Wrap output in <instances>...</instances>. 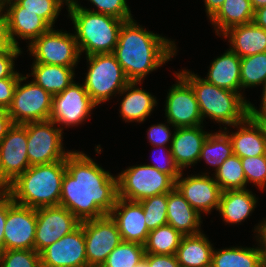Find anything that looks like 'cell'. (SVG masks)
Masks as SVG:
<instances>
[{"mask_svg":"<svg viewBox=\"0 0 266 267\" xmlns=\"http://www.w3.org/2000/svg\"><path fill=\"white\" fill-rule=\"evenodd\" d=\"M176 83L167 92L165 117L174 128L203 125L199 105L192 87L176 72Z\"/></svg>","mask_w":266,"mask_h":267,"instance_id":"obj_13","label":"cell"},{"mask_svg":"<svg viewBox=\"0 0 266 267\" xmlns=\"http://www.w3.org/2000/svg\"><path fill=\"white\" fill-rule=\"evenodd\" d=\"M250 1L252 3L254 11L257 10L258 8L266 6V0H250Z\"/></svg>","mask_w":266,"mask_h":267,"instance_id":"obj_56","label":"cell"},{"mask_svg":"<svg viewBox=\"0 0 266 267\" xmlns=\"http://www.w3.org/2000/svg\"><path fill=\"white\" fill-rule=\"evenodd\" d=\"M35 232L36 209L14 203L9 195L3 250H34Z\"/></svg>","mask_w":266,"mask_h":267,"instance_id":"obj_15","label":"cell"},{"mask_svg":"<svg viewBox=\"0 0 266 267\" xmlns=\"http://www.w3.org/2000/svg\"><path fill=\"white\" fill-rule=\"evenodd\" d=\"M145 255L144 246L122 241L106 258L101 267H135Z\"/></svg>","mask_w":266,"mask_h":267,"instance_id":"obj_36","label":"cell"},{"mask_svg":"<svg viewBox=\"0 0 266 267\" xmlns=\"http://www.w3.org/2000/svg\"><path fill=\"white\" fill-rule=\"evenodd\" d=\"M14 125L6 109H0V142Z\"/></svg>","mask_w":266,"mask_h":267,"instance_id":"obj_50","label":"cell"},{"mask_svg":"<svg viewBox=\"0 0 266 267\" xmlns=\"http://www.w3.org/2000/svg\"><path fill=\"white\" fill-rule=\"evenodd\" d=\"M183 236L169 224L150 230L144 244L145 254H176Z\"/></svg>","mask_w":266,"mask_h":267,"instance_id":"obj_33","label":"cell"},{"mask_svg":"<svg viewBox=\"0 0 266 267\" xmlns=\"http://www.w3.org/2000/svg\"><path fill=\"white\" fill-rule=\"evenodd\" d=\"M80 224L74 214L60 205L37 208L34 250L40 253L44 248L73 232Z\"/></svg>","mask_w":266,"mask_h":267,"instance_id":"obj_14","label":"cell"},{"mask_svg":"<svg viewBox=\"0 0 266 267\" xmlns=\"http://www.w3.org/2000/svg\"><path fill=\"white\" fill-rule=\"evenodd\" d=\"M233 154L232 142L229 135L222 130L210 133L203 143L199 160H205L206 164H210L216 170L224 163V161Z\"/></svg>","mask_w":266,"mask_h":267,"instance_id":"obj_32","label":"cell"},{"mask_svg":"<svg viewBox=\"0 0 266 267\" xmlns=\"http://www.w3.org/2000/svg\"><path fill=\"white\" fill-rule=\"evenodd\" d=\"M165 152H167L165 154ZM163 154L165 155V157L163 156L162 160H164L163 162H161L159 159L158 161H160L162 164L155 162L153 164H147V165H150V166H153L154 168H156L158 171L160 172H163V173H166L168 175H170L175 181L176 179L181 175L182 171L179 169V167L176 165V162L173 158V155L171 153V149H166ZM161 153H162V150H161ZM155 159V158H154Z\"/></svg>","mask_w":266,"mask_h":267,"instance_id":"obj_45","label":"cell"},{"mask_svg":"<svg viewBox=\"0 0 266 267\" xmlns=\"http://www.w3.org/2000/svg\"><path fill=\"white\" fill-rule=\"evenodd\" d=\"M41 267H88L83 226L40 252Z\"/></svg>","mask_w":266,"mask_h":267,"instance_id":"obj_17","label":"cell"},{"mask_svg":"<svg viewBox=\"0 0 266 267\" xmlns=\"http://www.w3.org/2000/svg\"><path fill=\"white\" fill-rule=\"evenodd\" d=\"M1 13L7 24L11 44L16 47H19L18 38L28 40L30 44L51 28L38 14L23 11V7L15 0H4L1 3Z\"/></svg>","mask_w":266,"mask_h":267,"instance_id":"obj_19","label":"cell"},{"mask_svg":"<svg viewBox=\"0 0 266 267\" xmlns=\"http://www.w3.org/2000/svg\"><path fill=\"white\" fill-rule=\"evenodd\" d=\"M253 22L258 26L266 30V6L258 8L254 11Z\"/></svg>","mask_w":266,"mask_h":267,"instance_id":"obj_53","label":"cell"},{"mask_svg":"<svg viewBox=\"0 0 266 267\" xmlns=\"http://www.w3.org/2000/svg\"><path fill=\"white\" fill-rule=\"evenodd\" d=\"M66 9L81 55L84 52L86 56L113 53L124 20L85 10L72 0H69Z\"/></svg>","mask_w":266,"mask_h":267,"instance_id":"obj_5","label":"cell"},{"mask_svg":"<svg viewBox=\"0 0 266 267\" xmlns=\"http://www.w3.org/2000/svg\"><path fill=\"white\" fill-rule=\"evenodd\" d=\"M209 20L218 12L225 0H203Z\"/></svg>","mask_w":266,"mask_h":267,"instance_id":"obj_52","label":"cell"},{"mask_svg":"<svg viewBox=\"0 0 266 267\" xmlns=\"http://www.w3.org/2000/svg\"><path fill=\"white\" fill-rule=\"evenodd\" d=\"M13 45L9 39L7 24L2 13H0V54L7 52Z\"/></svg>","mask_w":266,"mask_h":267,"instance_id":"obj_48","label":"cell"},{"mask_svg":"<svg viewBox=\"0 0 266 267\" xmlns=\"http://www.w3.org/2000/svg\"><path fill=\"white\" fill-rule=\"evenodd\" d=\"M211 267H265L259 248L230 247L213 249Z\"/></svg>","mask_w":266,"mask_h":267,"instance_id":"obj_31","label":"cell"},{"mask_svg":"<svg viewBox=\"0 0 266 267\" xmlns=\"http://www.w3.org/2000/svg\"><path fill=\"white\" fill-rule=\"evenodd\" d=\"M143 260L148 267H180L175 254H145Z\"/></svg>","mask_w":266,"mask_h":267,"instance_id":"obj_46","label":"cell"},{"mask_svg":"<svg viewBox=\"0 0 266 267\" xmlns=\"http://www.w3.org/2000/svg\"><path fill=\"white\" fill-rule=\"evenodd\" d=\"M213 243L204 233L183 236L176 257L180 267H211Z\"/></svg>","mask_w":266,"mask_h":267,"instance_id":"obj_28","label":"cell"},{"mask_svg":"<svg viewBox=\"0 0 266 267\" xmlns=\"http://www.w3.org/2000/svg\"><path fill=\"white\" fill-rule=\"evenodd\" d=\"M259 125L263 132L266 148V117H252Z\"/></svg>","mask_w":266,"mask_h":267,"instance_id":"obj_55","label":"cell"},{"mask_svg":"<svg viewBox=\"0 0 266 267\" xmlns=\"http://www.w3.org/2000/svg\"><path fill=\"white\" fill-rule=\"evenodd\" d=\"M23 11H31L40 16L51 28L54 27L61 8L69 3V0H15ZM63 6V7H62Z\"/></svg>","mask_w":266,"mask_h":267,"instance_id":"obj_38","label":"cell"},{"mask_svg":"<svg viewBox=\"0 0 266 267\" xmlns=\"http://www.w3.org/2000/svg\"><path fill=\"white\" fill-rule=\"evenodd\" d=\"M27 130V155L30 166L64 160L72 152L65 151L60 127L50 121L23 124Z\"/></svg>","mask_w":266,"mask_h":267,"instance_id":"obj_9","label":"cell"},{"mask_svg":"<svg viewBox=\"0 0 266 267\" xmlns=\"http://www.w3.org/2000/svg\"><path fill=\"white\" fill-rule=\"evenodd\" d=\"M20 75L18 71L12 77L0 79V109L7 110L10 106Z\"/></svg>","mask_w":266,"mask_h":267,"instance_id":"obj_44","label":"cell"},{"mask_svg":"<svg viewBox=\"0 0 266 267\" xmlns=\"http://www.w3.org/2000/svg\"><path fill=\"white\" fill-rule=\"evenodd\" d=\"M254 233L256 234V241L259 242L258 248L262 256V260L266 261V218L254 227Z\"/></svg>","mask_w":266,"mask_h":267,"instance_id":"obj_47","label":"cell"},{"mask_svg":"<svg viewBox=\"0 0 266 267\" xmlns=\"http://www.w3.org/2000/svg\"><path fill=\"white\" fill-rule=\"evenodd\" d=\"M65 172L66 158L57 162L30 166L9 184V193L13 202L34 209L58 206Z\"/></svg>","mask_w":266,"mask_h":267,"instance_id":"obj_3","label":"cell"},{"mask_svg":"<svg viewBox=\"0 0 266 267\" xmlns=\"http://www.w3.org/2000/svg\"><path fill=\"white\" fill-rule=\"evenodd\" d=\"M247 183H253L259 189L266 188V155L240 158Z\"/></svg>","mask_w":266,"mask_h":267,"instance_id":"obj_41","label":"cell"},{"mask_svg":"<svg viewBox=\"0 0 266 267\" xmlns=\"http://www.w3.org/2000/svg\"><path fill=\"white\" fill-rule=\"evenodd\" d=\"M174 42L147 31L132 19L123 23L113 54L129 81L142 82L152 71L176 56Z\"/></svg>","mask_w":266,"mask_h":267,"instance_id":"obj_2","label":"cell"},{"mask_svg":"<svg viewBox=\"0 0 266 267\" xmlns=\"http://www.w3.org/2000/svg\"><path fill=\"white\" fill-rule=\"evenodd\" d=\"M10 195L9 184L0 180V204Z\"/></svg>","mask_w":266,"mask_h":267,"instance_id":"obj_54","label":"cell"},{"mask_svg":"<svg viewBox=\"0 0 266 267\" xmlns=\"http://www.w3.org/2000/svg\"><path fill=\"white\" fill-rule=\"evenodd\" d=\"M201 217L176 187L167 193V224L182 235L201 233Z\"/></svg>","mask_w":266,"mask_h":267,"instance_id":"obj_23","label":"cell"},{"mask_svg":"<svg viewBox=\"0 0 266 267\" xmlns=\"http://www.w3.org/2000/svg\"><path fill=\"white\" fill-rule=\"evenodd\" d=\"M145 215V223L149 230L167 224V193L154 195L139 202Z\"/></svg>","mask_w":266,"mask_h":267,"instance_id":"obj_37","label":"cell"},{"mask_svg":"<svg viewBox=\"0 0 266 267\" xmlns=\"http://www.w3.org/2000/svg\"><path fill=\"white\" fill-rule=\"evenodd\" d=\"M109 215L116 222L122 241L144 246L150 230L145 223L144 210L139 202L117 197Z\"/></svg>","mask_w":266,"mask_h":267,"instance_id":"obj_20","label":"cell"},{"mask_svg":"<svg viewBox=\"0 0 266 267\" xmlns=\"http://www.w3.org/2000/svg\"><path fill=\"white\" fill-rule=\"evenodd\" d=\"M241 90L266 83V52L241 58Z\"/></svg>","mask_w":266,"mask_h":267,"instance_id":"obj_35","label":"cell"},{"mask_svg":"<svg viewBox=\"0 0 266 267\" xmlns=\"http://www.w3.org/2000/svg\"><path fill=\"white\" fill-rule=\"evenodd\" d=\"M0 267H41L40 253L26 249L3 250Z\"/></svg>","mask_w":266,"mask_h":267,"instance_id":"obj_39","label":"cell"},{"mask_svg":"<svg viewBox=\"0 0 266 267\" xmlns=\"http://www.w3.org/2000/svg\"><path fill=\"white\" fill-rule=\"evenodd\" d=\"M176 181L153 166L142 164L128 166L117 175L118 197L140 202L154 195L172 191Z\"/></svg>","mask_w":266,"mask_h":267,"instance_id":"obj_7","label":"cell"},{"mask_svg":"<svg viewBox=\"0 0 266 267\" xmlns=\"http://www.w3.org/2000/svg\"><path fill=\"white\" fill-rule=\"evenodd\" d=\"M262 89L263 92L261 94L260 108L257 109L254 104L251 102L249 103V115L251 117H266V83L263 85Z\"/></svg>","mask_w":266,"mask_h":267,"instance_id":"obj_49","label":"cell"},{"mask_svg":"<svg viewBox=\"0 0 266 267\" xmlns=\"http://www.w3.org/2000/svg\"><path fill=\"white\" fill-rule=\"evenodd\" d=\"M169 124V125H168ZM167 125L165 123H158L151 125L149 130L147 131V139L153 147H157L158 149H168L171 146V142L173 140L172 131L170 129V123ZM169 147L166 145L169 144Z\"/></svg>","mask_w":266,"mask_h":267,"instance_id":"obj_42","label":"cell"},{"mask_svg":"<svg viewBox=\"0 0 266 267\" xmlns=\"http://www.w3.org/2000/svg\"><path fill=\"white\" fill-rule=\"evenodd\" d=\"M183 171L176 179V188L188 201V203L201 215L209 214L219 207L222 190L216 180L209 176L208 172L195 174L183 178Z\"/></svg>","mask_w":266,"mask_h":267,"instance_id":"obj_18","label":"cell"},{"mask_svg":"<svg viewBox=\"0 0 266 267\" xmlns=\"http://www.w3.org/2000/svg\"><path fill=\"white\" fill-rule=\"evenodd\" d=\"M135 267H148V264L142 260L138 265H136Z\"/></svg>","mask_w":266,"mask_h":267,"instance_id":"obj_57","label":"cell"},{"mask_svg":"<svg viewBox=\"0 0 266 267\" xmlns=\"http://www.w3.org/2000/svg\"><path fill=\"white\" fill-rule=\"evenodd\" d=\"M27 79V75H20L12 102L7 108L14 124L47 121L50 117L53 96L33 80L30 83H21Z\"/></svg>","mask_w":266,"mask_h":267,"instance_id":"obj_8","label":"cell"},{"mask_svg":"<svg viewBox=\"0 0 266 267\" xmlns=\"http://www.w3.org/2000/svg\"><path fill=\"white\" fill-rule=\"evenodd\" d=\"M29 54L36 63L76 67L80 62V51L73 33L50 28L28 44Z\"/></svg>","mask_w":266,"mask_h":267,"instance_id":"obj_10","label":"cell"},{"mask_svg":"<svg viewBox=\"0 0 266 267\" xmlns=\"http://www.w3.org/2000/svg\"><path fill=\"white\" fill-rule=\"evenodd\" d=\"M88 267H101L122 242L116 222L110 215L82 221Z\"/></svg>","mask_w":266,"mask_h":267,"instance_id":"obj_12","label":"cell"},{"mask_svg":"<svg viewBox=\"0 0 266 267\" xmlns=\"http://www.w3.org/2000/svg\"><path fill=\"white\" fill-rule=\"evenodd\" d=\"M85 57L89 68L83 86L97 106L118 96L130 82L113 53Z\"/></svg>","mask_w":266,"mask_h":267,"instance_id":"obj_6","label":"cell"},{"mask_svg":"<svg viewBox=\"0 0 266 267\" xmlns=\"http://www.w3.org/2000/svg\"><path fill=\"white\" fill-rule=\"evenodd\" d=\"M72 1L77 6L94 13L110 15L124 21L133 19L131 10L127 4V0H88L96 7V10L83 7L81 4H79L78 0Z\"/></svg>","mask_w":266,"mask_h":267,"instance_id":"obj_40","label":"cell"},{"mask_svg":"<svg viewBox=\"0 0 266 267\" xmlns=\"http://www.w3.org/2000/svg\"><path fill=\"white\" fill-rule=\"evenodd\" d=\"M240 64L241 58L228 49L212 61L203 79L219 88L238 92L245 99L241 91Z\"/></svg>","mask_w":266,"mask_h":267,"instance_id":"obj_26","label":"cell"},{"mask_svg":"<svg viewBox=\"0 0 266 267\" xmlns=\"http://www.w3.org/2000/svg\"><path fill=\"white\" fill-rule=\"evenodd\" d=\"M33 81L52 96L64 91L75 79V67L33 62L31 66Z\"/></svg>","mask_w":266,"mask_h":267,"instance_id":"obj_29","label":"cell"},{"mask_svg":"<svg viewBox=\"0 0 266 267\" xmlns=\"http://www.w3.org/2000/svg\"><path fill=\"white\" fill-rule=\"evenodd\" d=\"M203 125L196 127L174 128L171 153L181 171L197 164L203 143L210 132L204 131Z\"/></svg>","mask_w":266,"mask_h":267,"instance_id":"obj_21","label":"cell"},{"mask_svg":"<svg viewBox=\"0 0 266 267\" xmlns=\"http://www.w3.org/2000/svg\"><path fill=\"white\" fill-rule=\"evenodd\" d=\"M7 218V198L0 204V252L3 251L4 228Z\"/></svg>","mask_w":266,"mask_h":267,"instance_id":"obj_51","label":"cell"},{"mask_svg":"<svg viewBox=\"0 0 266 267\" xmlns=\"http://www.w3.org/2000/svg\"><path fill=\"white\" fill-rule=\"evenodd\" d=\"M220 36L229 40V49L240 58L266 52V30L254 22L233 26Z\"/></svg>","mask_w":266,"mask_h":267,"instance_id":"obj_25","label":"cell"},{"mask_svg":"<svg viewBox=\"0 0 266 267\" xmlns=\"http://www.w3.org/2000/svg\"><path fill=\"white\" fill-rule=\"evenodd\" d=\"M178 74L192 87L203 120L205 117L231 127L249 115L250 101L238 92L219 88L187 70Z\"/></svg>","mask_w":266,"mask_h":267,"instance_id":"obj_4","label":"cell"},{"mask_svg":"<svg viewBox=\"0 0 266 267\" xmlns=\"http://www.w3.org/2000/svg\"><path fill=\"white\" fill-rule=\"evenodd\" d=\"M258 199L249 189L222 191L218 212L227 224H241L255 210Z\"/></svg>","mask_w":266,"mask_h":267,"instance_id":"obj_27","label":"cell"},{"mask_svg":"<svg viewBox=\"0 0 266 267\" xmlns=\"http://www.w3.org/2000/svg\"><path fill=\"white\" fill-rule=\"evenodd\" d=\"M22 51L20 47L12 46L7 52L0 54V79L12 77L15 70V61Z\"/></svg>","mask_w":266,"mask_h":267,"instance_id":"obj_43","label":"cell"},{"mask_svg":"<svg viewBox=\"0 0 266 267\" xmlns=\"http://www.w3.org/2000/svg\"><path fill=\"white\" fill-rule=\"evenodd\" d=\"M97 105L85 90L83 83L73 81L64 91L53 95L49 120L64 128L82 124ZM63 126H65L63 128Z\"/></svg>","mask_w":266,"mask_h":267,"instance_id":"obj_11","label":"cell"},{"mask_svg":"<svg viewBox=\"0 0 266 267\" xmlns=\"http://www.w3.org/2000/svg\"><path fill=\"white\" fill-rule=\"evenodd\" d=\"M232 127L237 128V131L229 134L227 127L222 130H225L230 137L234 155L240 158L266 155L263 132L250 115Z\"/></svg>","mask_w":266,"mask_h":267,"instance_id":"obj_22","label":"cell"},{"mask_svg":"<svg viewBox=\"0 0 266 267\" xmlns=\"http://www.w3.org/2000/svg\"><path fill=\"white\" fill-rule=\"evenodd\" d=\"M29 167L26 127L14 124L0 142V180L11 184Z\"/></svg>","mask_w":266,"mask_h":267,"instance_id":"obj_16","label":"cell"},{"mask_svg":"<svg viewBox=\"0 0 266 267\" xmlns=\"http://www.w3.org/2000/svg\"><path fill=\"white\" fill-rule=\"evenodd\" d=\"M213 174L222 191L246 189V178L237 155L232 154Z\"/></svg>","mask_w":266,"mask_h":267,"instance_id":"obj_34","label":"cell"},{"mask_svg":"<svg viewBox=\"0 0 266 267\" xmlns=\"http://www.w3.org/2000/svg\"><path fill=\"white\" fill-rule=\"evenodd\" d=\"M142 82L130 81L125 88L119 93L123 96L120 104V117L125 122H144L157 106V100L154 95L147 92L137 85Z\"/></svg>","mask_w":266,"mask_h":267,"instance_id":"obj_24","label":"cell"},{"mask_svg":"<svg viewBox=\"0 0 266 267\" xmlns=\"http://www.w3.org/2000/svg\"><path fill=\"white\" fill-rule=\"evenodd\" d=\"M254 9L250 0H225L218 12L210 19L217 36L227 29L253 22Z\"/></svg>","mask_w":266,"mask_h":267,"instance_id":"obj_30","label":"cell"},{"mask_svg":"<svg viewBox=\"0 0 266 267\" xmlns=\"http://www.w3.org/2000/svg\"><path fill=\"white\" fill-rule=\"evenodd\" d=\"M117 197L116 175L81 151H72L67 156L60 206L82 222L109 215Z\"/></svg>","mask_w":266,"mask_h":267,"instance_id":"obj_1","label":"cell"}]
</instances>
